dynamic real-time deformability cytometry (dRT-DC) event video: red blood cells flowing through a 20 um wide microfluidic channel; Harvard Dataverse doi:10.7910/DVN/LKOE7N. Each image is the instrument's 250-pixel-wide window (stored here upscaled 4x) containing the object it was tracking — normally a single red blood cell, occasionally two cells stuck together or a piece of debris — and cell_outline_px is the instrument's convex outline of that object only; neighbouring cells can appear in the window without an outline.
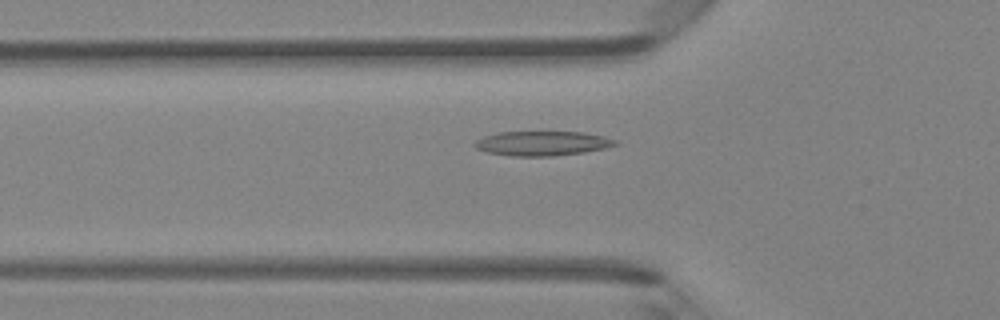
{"species": "Egyptian fruit bat (a non-hibernating species)", "species_latin": "Rousettus aegyptiacus", "temperature_condition": "room temperature", "stored_images_in_passage": 43, "camera_frame_rate_fps": 3000, "um_per_image_px": 0.085, "animal": {"sex": "female"}, "frame": {"image": 1, "passage_image": 16, "time_ms": 5.0, "image_size_px": [1000, 320], "cell_outline_px": [[620, 144], [604, 148], [584, 152], [552, 156], [512, 156], [488, 152], [476, 148], [472, 144], [476, 140], [484, 136], [500, 132], [584, 132], [604, 136], [616, 140]], "centroid_in_image_um": [46.1, 12.18], "position_along_channel_um": 79.7, "area_um2": 20.06}}
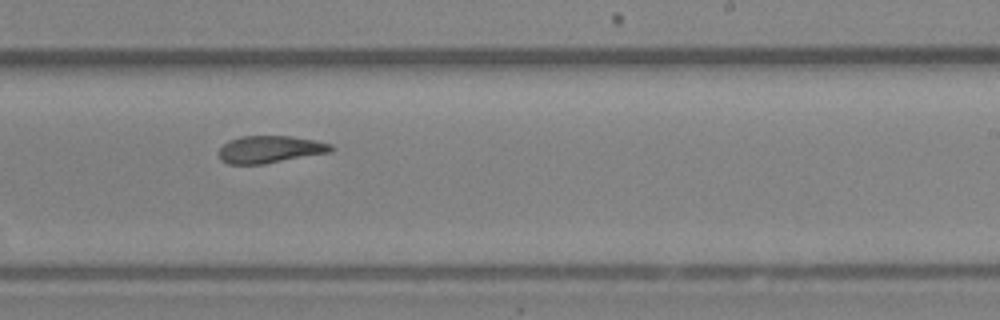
{"frame": {"image": 2, "passage_image": 29, "time_ms": 9.333, "image_size_px": [1000, 320], "cell_outline_px": [[336, 148], [332, 152], [264, 164], [228, 164], [220, 160], [220, 148], [228, 140], [240, 136], [292, 136], [316, 140], [332, 144]], "centroid_in_image_um": [23.0, 12.69], "position_along_channel_um": 266.0, "area_um2": 18.03}}
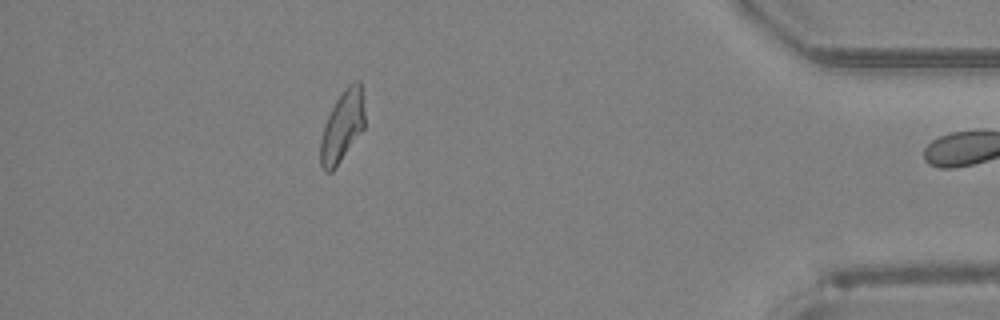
{"frame": {"image": 3, "passage_image": 42, "time_ms": 13.667, "image_size_px": [1000, 320], "cell_outline_px": [[364, 128], [336, 168], [332, 172], [324, 172], [320, 164], [320, 140], [324, 124], [336, 100], [344, 88], [352, 80], [360, 80], [364, 112]], "centroid_in_image_um": [29.08, 10.75], "position_along_channel_um": 406.1, "area_um2": 18.44}, "authors_computed_cell_mechanics": {"area_um2": 19.1318, "velocity_mm_per_s": 4.3181, "shape_relaxation_time_tau1_ms": 9.4133, "shape_relaxation_time_tau2_ms": 2.5745, "deformation_change_tau1": 0.2342, "deformation_change_tau2": 0.0842}}